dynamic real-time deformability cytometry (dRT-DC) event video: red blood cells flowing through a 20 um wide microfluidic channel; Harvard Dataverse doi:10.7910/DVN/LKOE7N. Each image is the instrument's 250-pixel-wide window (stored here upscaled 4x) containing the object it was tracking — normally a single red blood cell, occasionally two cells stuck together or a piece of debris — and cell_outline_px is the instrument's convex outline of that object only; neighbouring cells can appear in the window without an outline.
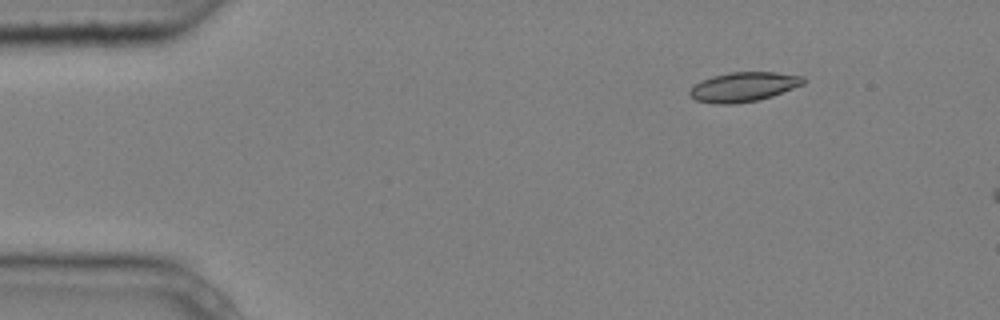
{"species": "common noctule bat (a hibernating species)", "species_latin": "Nyctalus noctula", "temperature_condition": "cold", "stored_images_in_passage": 6, "camera_frame_rate_fps": 3000, "um_per_image_px": 0.085, "animal": {"sex": "male", "body_mass_g": 20.4}, "frame": {"image": 1, "passage_image": 1, "time_ms": 0.0, "image_size_px": [1000, 320], "cell_outline_px": [[804, 84], [772, 96], [756, 100], [736, 104], [716, 104], [696, 100], [688, 96], [688, 92], [700, 80], [712, 76], [728, 72], [776, 72], [804, 76]], "centroid_in_image_um": [63.18, 7.38], "position_along_channel_um": 21.8, "area_um2": 19.59}}